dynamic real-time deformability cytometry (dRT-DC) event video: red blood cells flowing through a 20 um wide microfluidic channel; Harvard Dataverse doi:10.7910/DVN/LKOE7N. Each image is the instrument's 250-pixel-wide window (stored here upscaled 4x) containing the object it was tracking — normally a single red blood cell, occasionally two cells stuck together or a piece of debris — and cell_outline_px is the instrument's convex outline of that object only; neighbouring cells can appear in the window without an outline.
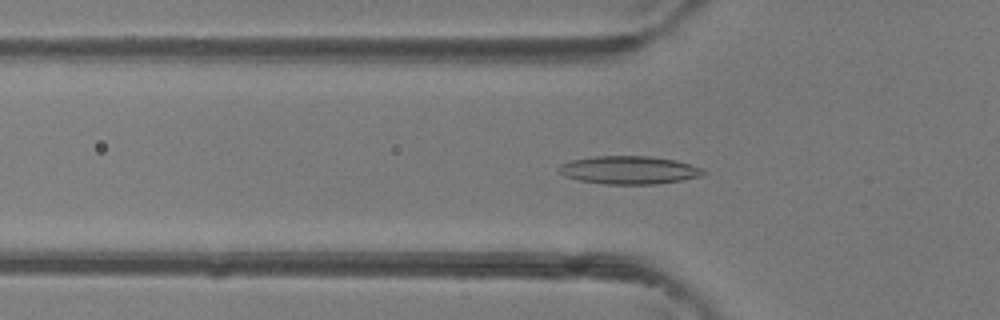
{"species": "common noctule bat (a hibernating species)", "species_latin": "Nyctalus noctula", "temperature_condition": "room temperature", "stored_images_in_passage": 38, "camera_frame_rate_fps": 3000, "um_per_image_px": 0.085, "animal": {"sex": "female"}, "frame": {"image": 1, "passage_image": 6, "time_ms": 1.667, "image_size_px": [1000, 320], "cell_outline_px": [[708, 172], [704, 176], [656, 184], [608, 184], [580, 180], [564, 176], [556, 168], [560, 164], [572, 160], [592, 156], [648, 156], [676, 160], [704, 168]], "centroid_in_image_um": [53.51, 14.45], "position_along_channel_um": 72.3, "area_um2": 23.76}}
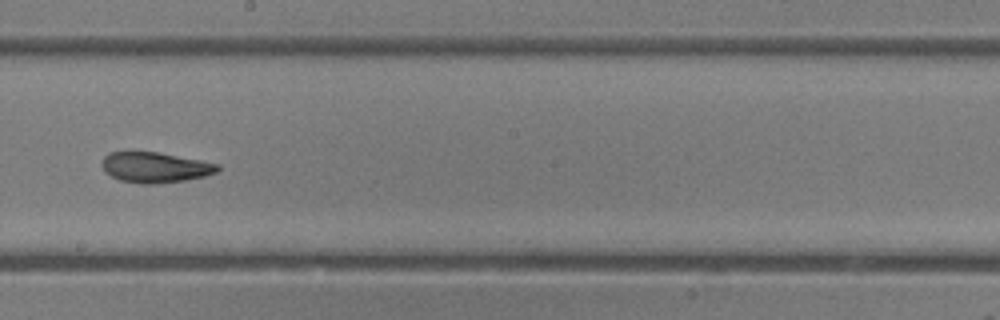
{"frame": {"image": 2, "passage_image": 17, "time_ms": 5.333, "image_size_px": [1000, 320], "cell_outline_px": [[220, 168], [216, 172], [204, 176], [184, 180], [156, 184], [140, 184], [120, 180], [104, 172], [100, 164], [100, 160], [108, 152], [156, 152], [200, 160], [220, 164]], "centroid_in_image_um": [13.13, 14.23], "position_along_channel_um": 235.1, "area_um2": 20.58}}
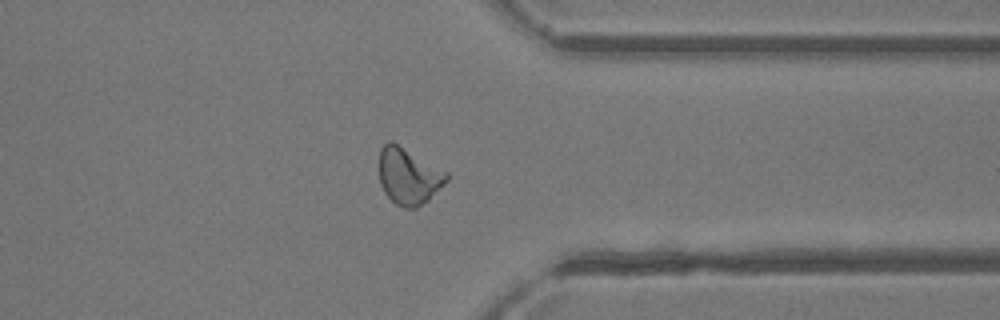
{"frame": {"image": 3, "passage_image": 27, "time_ms": 8.667, "image_size_px": [1000, 320], "cell_outline_px": [[448, 180], [428, 200], [416, 208], [404, 208], [396, 204], [384, 192], [380, 184], [380, 148], [388, 140], [392, 140], [448, 172]], "centroid_in_image_um": [34.73, 14.95], "position_along_channel_um": 376.7, "area_um2": 22.2}, "authors_computed_cell_mechanics": {"area_um2": 21.2415, "velocity_mm_per_s": 4.4061, "shape_relaxation_time_tau1_ms": 9.378, "shape_relaxation_time_tau2_ms": 1.8011, "deformation_change_tau1": 0.2722, "deformation_change_tau2": 0.0902}}